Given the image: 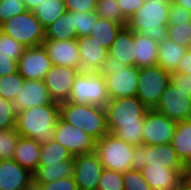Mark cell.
Wrapping results in <instances>:
<instances>
[{
    "instance_id": "44",
    "label": "cell",
    "mask_w": 191,
    "mask_h": 190,
    "mask_svg": "<svg viewBox=\"0 0 191 190\" xmlns=\"http://www.w3.org/2000/svg\"><path fill=\"white\" fill-rule=\"evenodd\" d=\"M190 19L191 12L171 0L169 6L168 25H177V23L187 22L190 21Z\"/></svg>"
},
{
    "instance_id": "54",
    "label": "cell",
    "mask_w": 191,
    "mask_h": 190,
    "mask_svg": "<svg viewBox=\"0 0 191 190\" xmlns=\"http://www.w3.org/2000/svg\"><path fill=\"white\" fill-rule=\"evenodd\" d=\"M172 190H191V187L184 179H182L181 182Z\"/></svg>"
},
{
    "instance_id": "28",
    "label": "cell",
    "mask_w": 191,
    "mask_h": 190,
    "mask_svg": "<svg viewBox=\"0 0 191 190\" xmlns=\"http://www.w3.org/2000/svg\"><path fill=\"white\" fill-rule=\"evenodd\" d=\"M45 40H75L76 28L73 23V12L66 11L45 29Z\"/></svg>"
},
{
    "instance_id": "11",
    "label": "cell",
    "mask_w": 191,
    "mask_h": 190,
    "mask_svg": "<svg viewBox=\"0 0 191 190\" xmlns=\"http://www.w3.org/2000/svg\"><path fill=\"white\" fill-rule=\"evenodd\" d=\"M154 110L176 123L187 120L191 111V96L170 82Z\"/></svg>"
},
{
    "instance_id": "18",
    "label": "cell",
    "mask_w": 191,
    "mask_h": 190,
    "mask_svg": "<svg viewBox=\"0 0 191 190\" xmlns=\"http://www.w3.org/2000/svg\"><path fill=\"white\" fill-rule=\"evenodd\" d=\"M53 102L43 80H25L22 89L12 103L16 112H19L35 106L52 104Z\"/></svg>"
},
{
    "instance_id": "40",
    "label": "cell",
    "mask_w": 191,
    "mask_h": 190,
    "mask_svg": "<svg viewBox=\"0 0 191 190\" xmlns=\"http://www.w3.org/2000/svg\"><path fill=\"white\" fill-rule=\"evenodd\" d=\"M17 112L11 101L0 97V131L16 127Z\"/></svg>"
},
{
    "instance_id": "10",
    "label": "cell",
    "mask_w": 191,
    "mask_h": 190,
    "mask_svg": "<svg viewBox=\"0 0 191 190\" xmlns=\"http://www.w3.org/2000/svg\"><path fill=\"white\" fill-rule=\"evenodd\" d=\"M54 140L68 149L73 156L92 152L96 145L92 136L60 117L55 125Z\"/></svg>"
},
{
    "instance_id": "46",
    "label": "cell",
    "mask_w": 191,
    "mask_h": 190,
    "mask_svg": "<svg viewBox=\"0 0 191 190\" xmlns=\"http://www.w3.org/2000/svg\"><path fill=\"white\" fill-rule=\"evenodd\" d=\"M126 66L127 65L123 64L120 60H117L115 57L108 54L106 60L102 63L100 69L98 70V73L103 76H108L122 71Z\"/></svg>"
},
{
    "instance_id": "50",
    "label": "cell",
    "mask_w": 191,
    "mask_h": 190,
    "mask_svg": "<svg viewBox=\"0 0 191 190\" xmlns=\"http://www.w3.org/2000/svg\"><path fill=\"white\" fill-rule=\"evenodd\" d=\"M184 75H191V48H189L183 58L180 60L175 72Z\"/></svg>"
},
{
    "instance_id": "24",
    "label": "cell",
    "mask_w": 191,
    "mask_h": 190,
    "mask_svg": "<svg viewBox=\"0 0 191 190\" xmlns=\"http://www.w3.org/2000/svg\"><path fill=\"white\" fill-rule=\"evenodd\" d=\"M74 156L71 159L64 160L60 164H47L46 166H38L32 174L33 186L37 184H46L57 181L65 177L73 176Z\"/></svg>"
},
{
    "instance_id": "42",
    "label": "cell",
    "mask_w": 191,
    "mask_h": 190,
    "mask_svg": "<svg viewBox=\"0 0 191 190\" xmlns=\"http://www.w3.org/2000/svg\"><path fill=\"white\" fill-rule=\"evenodd\" d=\"M25 11L27 9L22 0H0V25Z\"/></svg>"
},
{
    "instance_id": "21",
    "label": "cell",
    "mask_w": 191,
    "mask_h": 190,
    "mask_svg": "<svg viewBox=\"0 0 191 190\" xmlns=\"http://www.w3.org/2000/svg\"><path fill=\"white\" fill-rule=\"evenodd\" d=\"M141 172L152 190H172L183 179V176L177 170L166 168L162 164H146Z\"/></svg>"
},
{
    "instance_id": "33",
    "label": "cell",
    "mask_w": 191,
    "mask_h": 190,
    "mask_svg": "<svg viewBox=\"0 0 191 190\" xmlns=\"http://www.w3.org/2000/svg\"><path fill=\"white\" fill-rule=\"evenodd\" d=\"M24 82L25 79L18 71L0 77V97L13 102L14 98L22 89Z\"/></svg>"
},
{
    "instance_id": "6",
    "label": "cell",
    "mask_w": 191,
    "mask_h": 190,
    "mask_svg": "<svg viewBox=\"0 0 191 190\" xmlns=\"http://www.w3.org/2000/svg\"><path fill=\"white\" fill-rule=\"evenodd\" d=\"M0 31L11 36L26 48L43 45L45 30L33 11L13 16L0 25Z\"/></svg>"
},
{
    "instance_id": "8",
    "label": "cell",
    "mask_w": 191,
    "mask_h": 190,
    "mask_svg": "<svg viewBox=\"0 0 191 190\" xmlns=\"http://www.w3.org/2000/svg\"><path fill=\"white\" fill-rule=\"evenodd\" d=\"M170 74L160 66L138 68V87L136 97L149 109L158 105L162 93L170 83Z\"/></svg>"
},
{
    "instance_id": "3",
    "label": "cell",
    "mask_w": 191,
    "mask_h": 190,
    "mask_svg": "<svg viewBox=\"0 0 191 190\" xmlns=\"http://www.w3.org/2000/svg\"><path fill=\"white\" fill-rule=\"evenodd\" d=\"M59 117L63 121L83 130L96 141L108 133L106 114L103 107L65 101L59 103Z\"/></svg>"
},
{
    "instance_id": "27",
    "label": "cell",
    "mask_w": 191,
    "mask_h": 190,
    "mask_svg": "<svg viewBox=\"0 0 191 190\" xmlns=\"http://www.w3.org/2000/svg\"><path fill=\"white\" fill-rule=\"evenodd\" d=\"M185 164H191V120H182L176 124L170 143Z\"/></svg>"
},
{
    "instance_id": "4",
    "label": "cell",
    "mask_w": 191,
    "mask_h": 190,
    "mask_svg": "<svg viewBox=\"0 0 191 190\" xmlns=\"http://www.w3.org/2000/svg\"><path fill=\"white\" fill-rule=\"evenodd\" d=\"M134 145L108 132L96 141L95 149L103 169L125 173L132 169Z\"/></svg>"
},
{
    "instance_id": "41",
    "label": "cell",
    "mask_w": 191,
    "mask_h": 190,
    "mask_svg": "<svg viewBox=\"0 0 191 190\" xmlns=\"http://www.w3.org/2000/svg\"><path fill=\"white\" fill-rule=\"evenodd\" d=\"M124 190H152L141 170L129 169L123 173Z\"/></svg>"
},
{
    "instance_id": "22",
    "label": "cell",
    "mask_w": 191,
    "mask_h": 190,
    "mask_svg": "<svg viewBox=\"0 0 191 190\" xmlns=\"http://www.w3.org/2000/svg\"><path fill=\"white\" fill-rule=\"evenodd\" d=\"M108 54L127 66H135L134 32L123 27L111 44Z\"/></svg>"
},
{
    "instance_id": "12",
    "label": "cell",
    "mask_w": 191,
    "mask_h": 190,
    "mask_svg": "<svg viewBox=\"0 0 191 190\" xmlns=\"http://www.w3.org/2000/svg\"><path fill=\"white\" fill-rule=\"evenodd\" d=\"M176 124V122L154 109L148 110L142 127L143 145L171 143Z\"/></svg>"
},
{
    "instance_id": "39",
    "label": "cell",
    "mask_w": 191,
    "mask_h": 190,
    "mask_svg": "<svg viewBox=\"0 0 191 190\" xmlns=\"http://www.w3.org/2000/svg\"><path fill=\"white\" fill-rule=\"evenodd\" d=\"M25 48L23 44L0 31V55L19 61Z\"/></svg>"
},
{
    "instance_id": "52",
    "label": "cell",
    "mask_w": 191,
    "mask_h": 190,
    "mask_svg": "<svg viewBox=\"0 0 191 190\" xmlns=\"http://www.w3.org/2000/svg\"><path fill=\"white\" fill-rule=\"evenodd\" d=\"M183 179L191 187V164L186 165V169L184 171Z\"/></svg>"
},
{
    "instance_id": "23",
    "label": "cell",
    "mask_w": 191,
    "mask_h": 190,
    "mask_svg": "<svg viewBox=\"0 0 191 190\" xmlns=\"http://www.w3.org/2000/svg\"><path fill=\"white\" fill-rule=\"evenodd\" d=\"M41 152V144L35 139L20 136L13 160L32 174L36 171Z\"/></svg>"
},
{
    "instance_id": "19",
    "label": "cell",
    "mask_w": 191,
    "mask_h": 190,
    "mask_svg": "<svg viewBox=\"0 0 191 190\" xmlns=\"http://www.w3.org/2000/svg\"><path fill=\"white\" fill-rule=\"evenodd\" d=\"M45 47L53 65L80 69V54L75 40H44Z\"/></svg>"
},
{
    "instance_id": "34",
    "label": "cell",
    "mask_w": 191,
    "mask_h": 190,
    "mask_svg": "<svg viewBox=\"0 0 191 190\" xmlns=\"http://www.w3.org/2000/svg\"><path fill=\"white\" fill-rule=\"evenodd\" d=\"M143 124L144 122H139V124L116 126L110 133L134 146L143 145Z\"/></svg>"
},
{
    "instance_id": "30",
    "label": "cell",
    "mask_w": 191,
    "mask_h": 190,
    "mask_svg": "<svg viewBox=\"0 0 191 190\" xmlns=\"http://www.w3.org/2000/svg\"><path fill=\"white\" fill-rule=\"evenodd\" d=\"M67 11L64 0H46L33 13L45 29Z\"/></svg>"
},
{
    "instance_id": "26",
    "label": "cell",
    "mask_w": 191,
    "mask_h": 190,
    "mask_svg": "<svg viewBox=\"0 0 191 190\" xmlns=\"http://www.w3.org/2000/svg\"><path fill=\"white\" fill-rule=\"evenodd\" d=\"M135 66L138 68L157 65L158 43L143 33L134 32Z\"/></svg>"
},
{
    "instance_id": "1",
    "label": "cell",
    "mask_w": 191,
    "mask_h": 190,
    "mask_svg": "<svg viewBox=\"0 0 191 190\" xmlns=\"http://www.w3.org/2000/svg\"><path fill=\"white\" fill-rule=\"evenodd\" d=\"M58 118V102L31 107L17 112L16 132L22 137L35 139L41 145L49 143L54 140Z\"/></svg>"
},
{
    "instance_id": "36",
    "label": "cell",
    "mask_w": 191,
    "mask_h": 190,
    "mask_svg": "<svg viewBox=\"0 0 191 190\" xmlns=\"http://www.w3.org/2000/svg\"><path fill=\"white\" fill-rule=\"evenodd\" d=\"M96 22V12H73V23L76 28L77 38L89 36Z\"/></svg>"
},
{
    "instance_id": "16",
    "label": "cell",
    "mask_w": 191,
    "mask_h": 190,
    "mask_svg": "<svg viewBox=\"0 0 191 190\" xmlns=\"http://www.w3.org/2000/svg\"><path fill=\"white\" fill-rule=\"evenodd\" d=\"M103 77L105 78L110 100L137 95L138 67L126 66L122 71L116 74Z\"/></svg>"
},
{
    "instance_id": "47",
    "label": "cell",
    "mask_w": 191,
    "mask_h": 190,
    "mask_svg": "<svg viewBox=\"0 0 191 190\" xmlns=\"http://www.w3.org/2000/svg\"><path fill=\"white\" fill-rule=\"evenodd\" d=\"M170 82L178 89L191 96V75L171 73Z\"/></svg>"
},
{
    "instance_id": "13",
    "label": "cell",
    "mask_w": 191,
    "mask_h": 190,
    "mask_svg": "<svg viewBox=\"0 0 191 190\" xmlns=\"http://www.w3.org/2000/svg\"><path fill=\"white\" fill-rule=\"evenodd\" d=\"M52 65L43 45L28 47L18 61V72L25 80H43Z\"/></svg>"
},
{
    "instance_id": "32",
    "label": "cell",
    "mask_w": 191,
    "mask_h": 190,
    "mask_svg": "<svg viewBox=\"0 0 191 190\" xmlns=\"http://www.w3.org/2000/svg\"><path fill=\"white\" fill-rule=\"evenodd\" d=\"M96 14L98 17L106 18L123 26L128 25V19L124 16L117 0H98Z\"/></svg>"
},
{
    "instance_id": "31",
    "label": "cell",
    "mask_w": 191,
    "mask_h": 190,
    "mask_svg": "<svg viewBox=\"0 0 191 190\" xmlns=\"http://www.w3.org/2000/svg\"><path fill=\"white\" fill-rule=\"evenodd\" d=\"M73 155L64 146L52 140L49 143L41 145L38 166L47 164H60L64 160L71 159Z\"/></svg>"
},
{
    "instance_id": "14",
    "label": "cell",
    "mask_w": 191,
    "mask_h": 190,
    "mask_svg": "<svg viewBox=\"0 0 191 190\" xmlns=\"http://www.w3.org/2000/svg\"><path fill=\"white\" fill-rule=\"evenodd\" d=\"M80 69L52 65L44 76L43 82L53 101L61 103L68 100L74 79Z\"/></svg>"
},
{
    "instance_id": "43",
    "label": "cell",
    "mask_w": 191,
    "mask_h": 190,
    "mask_svg": "<svg viewBox=\"0 0 191 190\" xmlns=\"http://www.w3.org/2000/svg\"><path fill=\"white\" fill-rule=\"evenodd\" d=\"M32 190H78L73 176L65 177L46 184H37Z\"/></svg>"
},
{
    "instance_id": "48",
    "label": "cell",
    "mask_w": 191,
    "mask_h": 190,
    "mask_svg": "<svg viewBox=\"0 0 191 190\" xmlns=\"http://www.w3.org/2000/svg\"><path fill=\"white\" fill-rule=\"evenodd\" d=\"M124 16L129 19L145 2V0H117Z\"/></svg>"
},
{
    "instance_id": "9",
    "label": "cell",
    "mask_w": 191,
    "mask_h": 190,
    "mask_svg": "<svg viewBox=\"0 0 191 190\" xmlns=\"http://www.w3.org/2000/svg\"><path fill=\"white\" fill-rule=\"evenodd\" d=\"M104 109L108 132L116 126L144 122L145 114L149 110L136 96L111 99Z\"/></svg>"
},
{
    "instance_id": "49",
    "label": "cell",
    "mask_w": 191,
    "mask_h": 190,
    "mask_svg": "<svg viewBox=\"0 0 191 190\" xmlns=\"http://www.w3.org/2000/svg\"><path fill=\"white\" fill-rule=\"evenodd\" d=\"M18 71V61L11 59L9 56L0 55V77Z\"/></svg>"
},
{
    "instance_id": "53",
    "label": "cell",
    "mask_w": 191,
    "mask_h": 190,
    "mask_svg": "<svg viewBox=\"0 0 191 190\" xmlns=\"http://www.w3.org/2000/svg\"><path fill=\"white\" fill-rule=\"evenodd\" d=\"M180 6L185 7L187 10L191 12V0H172Z\"/></svg>"
},
{
    "instance_id": "7",
    "label": "cell",
    "mask_w": 191,
    "mask_h": 190,
    "mask_svg": "<svg viewBox=\"0 0 191 190\" xmlns=\"http://www.w3.org/2000/svg\"><path fill=\"white\" fill-rule=\"evenodd\" d=\"M146 164H162L166 168L177 170L182 176L186 169V165L178 157L177 152L170 143L134 146L132 169L141 170Z\"/></svg>"
},
{
    "instance_id": "45",
    "label": "cell",
    "mask_w": 191,
    "mask_h": 190,
    "mask_svg": "<svg viewBox=\"0 0 191 190\" xmlns=\"http://www.w3.org/2000/svg\"><path fill=\"white\" fill-rule=\"evenodd\" d=\"M98 0H64L69 12H96Z\"/></svg>"
},
{
    "instance_id": "37",
    "label": "cell",
    "mask_w": 191,
    "mask_h": 190,
    "mask_svg": "<svg viewBox=\"0 0 191 190\" xmlns=\"http://www.w3.org/2000/svg\"><path fill=\"white\" fill-rule=\"evenodd\" d=\"M19 137L16 128L0 131V160L13 158Z\"/></svg>"
},
{
    "instance_id": "15",
    "label": "cell",
    "mask_w": 191,
    "mask_h": 190,
    "mask_svg": "<svg viewBox=\"0 0 191 190\" xmlns=\"http://www.w3.org/2000/svg\"><path fill=\"white\" fill-rule=\"evenodd\" d=\"M103 166L95 151L74 156L73 177L78 189L96 190Z\"/></svg>"
},
{
    "instance_id": "2",
    "label": "cell",
    "mask_w": 191,
    "mask_h": 190,
    "mask_svg": "<svg viewBox=\"0 0 191 190\" xmlns=\"http://www.w3.org/2000/svg\"><path fill=\"white\" fill-rule=\"evenodd\" d=\"M171 0H145L128 19L127 27L161 43L167 37L169 6Z\"/></svg>"
},
{
    "instance_id": "17",
    "label": "cell",
    "mask_w": 191,
    "mask_h": 190,
    "mask_svg": "<svg viewBox=\"0 0 191 190\" xmlns=\"http://www.w3.org/2000/svg\"><path fill=\"white\" fill-rule=\"evenodd\" d=\"M33 176L13 159L0 160V190H32Z\"/></svg>"
},
{
    "instance_id": "51",
    "label": "cell",
    "mask_w": 191,
    "mask_h": 190,
    "mask_svg": "<svg viewBox=\"0 0 191 190\" xmlns=\"http://www.w3.org/2000/svg\"><path fill=\"white\" fill-rule=\"evenodd\" d=\"M25 8L28 11H33L35 10V8H37L38 6H40L41 3H43L46 0H22Z\"/></svg>"
},
{
    "instance_id": "25",
    "label": "cell",
    "mask_w": 191,
    "mask_h": 190,
    "mask_svg": "<svg viewBox=\"0 0 191 190\" xmlns=\"http://www.w3.org/2000/svg\"><path fill=\"white\" fill-rule=\"evenodd\" d=\"M187 50L185 46H180L166 37L158 44L157 65L169 73L175 72Z\"/></svg>"
},
{
    "instance_id": "38",
    "label": "cell",
    "mask_w": 191,
    "mask_h": 190,
    "mask_svg": "<svg viewBox=\"0 0 191 190\" xmlns=\"http://www.w3.org/2000/svg\"><path fill=\"white\" fill-rule=\"evenodd\" d=\"M96 190H124L123 174L103 169Z\"/></svg>"
},
{
    "instance_id": "29",
    "label": "cell",
    "mask_w": 191,
    "mask_h": 190,
    "mask_svg": "<svg viewBox=\"0 0 191 190\" xmlns=\"http://www.w3.org/2000/svg\"><path fill=\"white\" fill-rule=\"evenodd\" d=\"M123 27L125 26L97 16V22L95 23L90 36L101 44V46L109 50L111 44L116 38V35Z\"/></svg>"
},
{
    "instance_id": "20",
    "label": "cell",
    "mask_w": 191,
    "mask_h": 190,
    "mask_svg": "<svg viewBox=\"0 0 191 190\" xmlns=\"http://www.w3.org/2000/svg\"><path fill=\"white\" fill-rule=\"evenodd\" d=\"M80 54V71H98L106 60L108 49L89 36L76 39Z\"/></svg>"
},
{
    "instance_id": "35",
    "label": "cell",
    "mask_w": 191,
    "mask_h": 190,
    "mask_svg": "<svg viewBox=\"0 0 191 190\" xmlns=\"http://www.w3.org/2000/svg\"><path fill=\"white\" fill-rule=\"evenodd\" d=\"M167 37L186 48H191V23L190 21L167 25Z\"/></svg>"
},
{
    "instance_id": "5",
    "label": "cell",
    "mask_w": 191,
    "mask_h": 190,
    "mask_svg": "<svg viewBox=\"0 0 191 190\" xmlns=\"http://www.w3.org/2000/svg\"><path fill=\"white\" fill-rule=\"evenodd\" d=\"M109 100L103 75L98 71H80L74 79L70 96L66 102L104 108Z\"/></svg>"
}]
</instances>
